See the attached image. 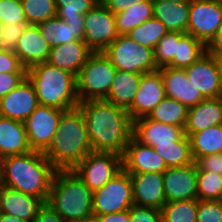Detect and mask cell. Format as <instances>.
<instances>
[{
	"label": "cell",
	"mask_w": 222,
	"mask_h": 222,
	"mask_svg": "<svg viewBox=\"0 0 222 222\" xmlns=\"http://www.w3.org/2000/svg\"><path fill=\"white\" fill-rule=\"evenodd\" d=\"M91 148L123 156L133 132V121L127 110L105 99L79 102Z\"/></svg>",
	"instance_id": "1"
},
{
	"label": "cell",
	"mask_w": 222,
	"mask_h": 222,
	"mask_svg": "<svg viewBox=\"0 0 222 222\" xmlns=\"http://www.w3.org/2000/svg\"><path fill=\"white\" fill-rule=\"evenodd\" d=\"M56 169L40 151H30L3 158L2 186L47 201Z\"/></svg>",
	"instance_id": "2"
},
{
	"label": "cell",
	"mask_w": 222,
	"mask_h": 222,
	"mask_svg": "<svg viewBox=\"0 0 222 222\" xmlns=\"http://www.w3.org/2000/svg\"><path fill=\"white\" fill-rule=\"evenodd\" d=\"M91 151L80 108L64 110L57 131L43 154L56 170H73Z\"/></svg>",
	"instance_id": "3"
},
{
	"label": "cell",
	"mask_w": 222,
	"mask_h": 222,
	"mask_svg": "<svg viewBox=\"0 0 222 222\" xmlns=\"http://www.w3.org/2000/svg\"><path fill=\"white\" fill-rule=\"evenodd\" d=\"M65 222H91L93 192L73 170H56L46 201Z\"/></svg>",
	"instance_id": "4"
},
{
	"label": "cell",
	"mask_w": 222,
	"mask_h": 222,
	"mask_svg": "<svg viewBox=\"0 0 222 222\" xmlns=\"http://www.w3.org/2000/svg\"><path fill=\"white\" fill-rule=\"evenodd\" d=\"M39 105L68 110L77 107L76 76L47 62L27 69Z\"/></svg>",
	"instance_id": "5"
},
{
	"label": "cell",
	"mask_w": 222,
	"mask_h": 222,
	"mask_svg": "<svg viewBox=\"0 0 222 222\" xmlns=\"http://www.w3.org/2000/svg\"><path fill=\"white\" fill-rule=\"evenodd\" d=\"M116 70L103 51L92 52L76 76L79 102L106 99Z\"/></svg>",
	"instance_id": "6"
},
{
	"label": "cell",
	"mask_w": 222,
	"mask_h": 222,
	"mask_svg": "<svg viewBox=\"0 0 222 222\" xmlns=\"http://www.w3.org/2000/svg\"><path fill=\"white\" fill-rule=\"evenodd\" d=\"M103 53L117 70L140 74L157 70L153 49L134 42L128 35H119Z\"/></svg>",
	"instance_id": "7"
},
{
	"label": "cell",
	"mask_w": 222,
	"mask_h": 222,
	"mask_svg": "<svg viewBox=\"0 0 222 222\" xmlns=\"http://www.w3.org/2000/svg\"><path fill=\"white\" fill-rule=\"evenodd\" d=\"M132 205L131 178L124 169L111 178L103 187L93 191V216L129 210Z\"/></svg>",
	"instance_id": "8"
},
{
	"label": "cell",
	"mask_w": 222,
	"mask_h": 222,
	"mask_svg": "<svg viewBox=\"0 0 222 222\" xmlns=\"http://www.w3.org/2000/svg\"><path fill=\"white\" fill-rule=\"evenodd\" d=\"M122 169V156L112 152L91 151L73 171L93 192L103 187Z\"/></svg>",
	"instance_id": "9"
},
{
	"label": "cell",
	"mask_w": 222,
	"mask_h": 222,
	"mask_svg": "<svg viewBox=\"0 0 222 222\" xmlns=\"http://www.w3.org/2000/svg\"><path fill=\"white\" fill-rule=\"evenodd\" d=\"M84 21L85 25L82 40L93 52L103 51L119 36L115 14L102 2L96 4L84 15Z\"/></svg>",
	"instance_id": "10"
},
{
	"label": "cell",
	"mask_w": 222,
	"mask_h": 222,
	"mask_svg": "<svg viewBox=\"0 0 222 222\" xmlns=\"http://www.w3.org/2000/svg\"><path fill=\"white\" fill-rule=\"evenodd\" d=\"M221 26V0H190L188 34L207 46Z\"/></svg>",
	"instance_id": "11"
},
{
	"label": "cell",
	"mask_w": 222,
	"mask_h": 222,
	"mask_svg": "<svg viewBox=\"0 0 222 222\" xmlns=\"http://www.w3.org/2000/svg\"><path fill=\"white\" fill-rule=\"evenodd\" d=\"M64 110L39 105L26 119L28 143L33 151L44 152L54 137Z\"/></svg>",
	"instance_id": "12"
},
{
	"label": "cell",
	"mask_w": 222,
	"mask_h": 222,
	"mask_svg": "<svg viewBox=\"0 0 222 222\" xmlns=\"http://www.w3.org/2000/svg\"><path fill=\"white\" fill-rule=\"evenodd\" d=\"M165 97L160 70L143 73L132 105L127 110L131 120L148 116Z\"/></svg>",
	"instance_id": "13"
},
{
	"label": "cell",
	"mask_w": 222,
	"mask_h": 222,
	"mask_svg": "<svg viewBox=\"0 0 222 222\" xmlns=\"http://www.w3.org/2000/svg\"><path fill=\"white\" fill-rule=\"evenodd\" d=\"M166 202L197 199V166L167 168L163 172Z\"/></svg>",
	"instance_id": "14"
},
{
	"label": "cell",
	"mask_w": 222,
	"mask_h": 222,
	"mask_svg": "<svg viewBox=\"0 0 222 222\" xmlns=\"http://www.w3.org/2000/svg\"><path fill=\"white\" fill-rule=\"evenodd\" d=\"M189 81L206 98H218L222 96L220 84V71L217 59L208 52L196 62L184 68Z\"/></svg>",
	"instance_id": "15"
},
{
	"label": "cell",
	"mask_w": 222,
	"mask_h": 222,
	"mask_svg": "<svg viewBox=\"0 0 222 222\" xmlns=\"http://www.w3.org/2000/svg\"><path fill=\"white\" fill-rule=\"evenodd\" d=\"M38 106L34 86L26 77L21 84L0 99V116L25 122Z\"/></svg>",
	"instance_id": "16"
},
{
	"label": "cell",
	"mask_w": 222,
	"mask_h": 222,
	"mask_svg": "<svg viewBox=\"0 0 222 222\" xmlns=\"http://www.w3.org/2000/svg\"><path fill=\"white\" fill-rule=\"evenodd\" d=\"M122 165L129 174L163 173L167 169L164 160L153 147L142 144L133 136L122 156Z\"/></svg>",
	"instance_id": "17"
},
{
	"label": "cell",
	"mask_w": 222,
	"mask_h": 222,
	"mask_svg": "<svg viewBox=\"0 0 222 222\" xmlns=\"http://www.w3.org/2000/svg\"><path fill=\"white\" fill-rule=\"evenodd\" d=\"M132 184L133 205L161 210L166 203L163 173L129 174Z\"/></svg>",
	"instance_id": "18"
},
{
	"label": "cell",
	"mask_w": 222,
	"mask_h": 222,
	"mask_svg": "<svg viewBox=\"0 0 222 222\" xmlns=\"http://www.w3.org/2000/svg\"><path fill=\"white\" fill-rule=\"evenodd\" d=\"M185 135L184 128L154 121L147 116L133 121L132 136L151 147L175 144Z\"/></svg>",
	"instance_id": "19"
},
{
	"label": "cell",
	"mask_w": 222,
	"mask_h": 222,
	"mask_svg": "<svg viewBox=\"0 0 222 222\" xmlns=\"http://www.w3.org/2000/svg\"><path fill=\"white\" fill-rule=\"evenodd\" d=\"M159 70L163 79L166 97L179 101L187 108L196 106L205 99L189 81L184 69L166 66L159 68Z\"/></svg>",
	"instance_id": "20"
},
{
	"label": "cell",
	"mask_w": 222,
	"mask_h": 222,
	"mask_svg": "<svg viewBox=\"0 0 222 222\" xmlns=\"http://www.w3.org/2000/svg\"><path fill=\"white\" fill-rule=\"evenodd\" d=\"M51 46L42 37L36 25H28L19 38L14 53L18 56L21 64L26 68L47 62Z\"/></svg>",
	"instance_id": "21"
},
{
	"label": "cell",
	"mask_w": 222,
	"mask_h": 222,
	"mask_svg": "<svg viewBox=\"0 0 222 222\" xmlns=\"http://www.w3.org/2000/svg\"><path fill=\"white\" fill-rule=\"evenodd\" d=\"M92 52L83 40H75L51 47L47 63L77 76Z\"/></svg>",
	"instance_id": "22"
},
{
	"label": "cell",
	"mask_w": 222,
	"mask_h": 222,
	"mask_svg": "<svg viewBox=\"0 0 222 222\" xmlns=\"http://www.w3.org/2000/svg\"><path fill=\"white\" fill-rule=\"evenodd\" d=\"M220 124H222V96L206 98L196 106L188 108L184 132L190 137L193 133Z\"/></svg>",
	"instance_id": "23"
},
{
	"label": "cell",
	"mask_w": 222,
	"mask_h": 222,
	"mask_svg": "<svg viewBox=\"0 0 222 222\" xmlns=\"http://www.w3.org/2000/svg\"><path fill=\"white\" fill-rule=\"evenodd\" d=\"M0 200V212L32 221H34L39 208L44 204L40 198L2 185Z\"/></svg>",
	"instance_id": "24"
},
{
	"label": "cell",
	"mask_w": 222,
	"mask_h": 222,
	"mask_svg": "<svg viewBox=\"0 0 222 222\" xmlns=\"http://www.w3.org/2000/svg\"><path fill=\"white\" fill-rule=\"evenodd\" d=\"M25 123L0 116V153L3 157L30 152Z\"/></svg>",
	"instance_id": "25"
},
{
	"label": "cell",
	"mask_w": 222,
	"mask_h": 222,
	"mask_svg": "<svg viewBox=\"0 0 222 222\" xmlns=\"http://www.w3.org/2000/svg\"><path fill=\"white\" fill-rule=\"evenodd\" d=\"M190 1H153V17L157 18L168 32L187 33Z\"/></svg>",
	"instance_id": "26"
},
{
	"label": "cell",
	"mask_w": 222,
	"mask_h": 222,
	"mask_svg": "<svg viewBox=\"0 0 222 222\" xmlns=\"http://www.w3.org/2000/svg\"><path fill=\"white\" fill-rule=\"evenodd\" d=\"M142 74L116 70L108 96L105 100L128 110L138 91Z\"/></svg>",
	"instance_id": "27"
},
{
	"label": "cell",
	"mask_w": 222,
	"mask_h": 222,
	"mask_svg": "<svg viewBox=\"0 0 222 222\" xmlns=\"http://www.w3.org/2000/svg\"><path fill=\"white\" fill-rule=\"evenodd\" d=\"M96 0H55L56 16L67 23L68 26L79 28V39L84 33V15L96 4Z\"/></svg>",
	"instance_id": "28"
},
{
	"label": "cell",
	"mask_w": 222,
	"mask_h": 222,
	"mask_svg": "<svg viewBox=\"0 0 222 222\" xmlns=\"http://www.w3.org/2000/svg\"><path fill=\"white\" fill-rule=\"evenodd\" d=\"M189 139L194 162L206 155L222 153V124L193 133Z\"/></svg>",
	"instance_id": "29"
},
{
	"label": "cell",
	"mask_w": 222,
	"mask_h": 222,
	"mask_svg": "<svg viewBox=\"0 0 222 222\" xmlns=\"http://www.w3.org/2000/svg\"><path fill=\"white\" fill-rule=\"evenodd\" d=\"M152 17V0L135 3L126 10L115 14L117 32L119 35H128L131 30Z\"/></svg>",
	"instance_id": "30"
},
{
	"label": "cell",
	"mask_w": 222,
	"mask_h": 222,
	"mask_svg": "<svg viewBox=\"0 0 222 222\" xmlns=\"http://www.w3.org/2000/svg\"><path fill=\"white\" fill-rule=\"evenodd\" d=\"M42 37L53 47L79 39V28L68 26L66 22L55 16L37 25Z\"/></svg>",
	"instance_id": "31"
},
{
	"label": "cell",
	"mask_w": 222,
	"mask_h": 222,
	"mask_svg": "<svg viewBox=\"0 0 222 222\" xmlns=\"http://www.w3.org/2000/svg\"><path fill=\"white\" fill-rule=\"evenodd\" d=\"M188 108L179 101L165 97L147 116L167 125L185 127Z\"/></svg>",
	"instance_id": "32"
},
{
	"label": "cell",
	"mask_w": 222,
	"mask_h": 222,
	"mask_svg": "<svg viewBox=\"0 0 222 222\" xmlns=\"http://www.w3.org/2000/svg\"><path fill=\"white\" fill-rule=\"evenodd\" d=\"M207 52L206 45L194 38L191 34L185 33L177 44L176 54L168 65L172 68L184 69Z\"/></svg>",
	"instance_id": "33"
},
{
	"label": "cell",
	"mask_w": 222,
	"mask_h": 222,
	"mask_svg": "<svg viewBox=\"0 0 222 222\" xmlns=\"http://www.w3.org/2000/svg\"><path fill=\"white\" fill-rule=\"evenodd\" d=\"M153 148L162 157L167 168H175L194 163L190 139L186 135L179 141H175V144L159 145Z\"/></svg>",
	"instance_id": "34"
},
{
	"label": "cell",
	"mask_w": 222,
	"mask_h": 222,
	"mask_svg": "<svg viewBox=\"0 0 222 222\" xmlns=\"http://www.w3.org/2000/svg\"><path fill=\"white\" fill-rule=\"evenodd\" d=\"M198 199L170 201L161 208L162 222H196Z\"/></svg>",
	"instance_id": "35"
},
{
	"label": "cell",
	"mask_w": 222,
	"mask_h": 222,
	"mask_svg": "<svg viewBox=\"0 0 222 222\" xmlns=\"http://www.w3.org/2000/svg\"><path fill=\"white\" fill-rule=\"evenodd\" d=\"M165 26L155 17L146 20L131 30L128 36L134 42L154 49L159 40L167 33Z\"/></svg>",
	"instance_id": "36"
},
{
	"label": "cell",
	"mask_w": 222,
	"mask_h": 222,
	"mask_svg": "<svg viewBox=\"0 0 222 222\" xmlns=\"http://www.w3.org/2000/svg\"><path fill=\"white\" fill-rule=\"evenodd\" d=\"M28 25H38L56 16L55 0H21Z\"/></svg>",
	"instance_id": "37"
},
{
	"label": "cell",
	"mask_w": 222,
	"mask_h": 222,
	"mask_svg": "<svg viewBox=\"0 0 222 222\" xmlns=\"http://www.w3.org/2000/svg\"><path fill=\"white\" fill-rule=\"evenodd\" d=\"M197 199L221 200L222 175L210 171L197 170Z\"/></svg>",
	"instance_id": "38"
},
{
	"label": "cell",
	"mask_w": 222,
	"mask_h": 222,
	"mask_svg": "<svg viewBox=\"0 0 222 222\" xmlns=\"http://www.w3.org/2000/svg\"><path fill=\"white\" fill-rule=\"evenodd\" d=\"M185 32H167L153 49L156 68L168 66L176 54L177 44Z\"/></svg>",
	"instance_id": "39"
},
{
	"label": "cell",
	"mask_w": 222,
	"mask_h": 222,
	"mask_svg": "<svg viewBox=\"0 0 222 222\" xmlns=\"http://www.w3.org/2000/svg\"><path fill=\"white\" fill-rule=\"evenodd\" d=\"M0 20L3 24L27 23L21 0H0Z\"/></svg>",
	"instance_id": "40"
},
{
	"label": "cell",
	"mask_w": 222,
	"mask_h": 222,
	"mask_svg": "<svg viewBox=\"0 0 222 222\" xmlns=\"http://www.w3.org/2000/svg\"><path fill=\"white\" fill-rule=\"evenodd\" d=\"M196 222H222V201L198 200Z\"/></svg>",
	"instance_id": "41"
},
{
	"label": "cell",
	"mask_w": 222,
	"mask_h": 222,
	"mask_svg": "<svg viewBox=\"0 0 222 222\" xmlns=\"http://www.w3.org/2000/svg\"><path fill=\"white\" fill-rule=\"evenodd\" d=\"M27 26V23L4 24L0 36V48L15 51L16 44Z\"/></svg>",
	"instance_id": "42"
},
{
	"label": "cell",
	"mask_w": 222,
	"mask_h": 222,
	"mask_svg": "<svg viewBox=\"0 0 222 222\" xmlns=\"http://www.w3.org/2000/svg\"><path fill=\"white\" fill-rule=\"evenodd\" d=\"M27 73L14 51L0 48V73Z\"/></svg>",
	"instance_id": "43"
},
{
	"label": "cell",
	"mask_w": 222,
	"mask_h": 222,
	"mask_svg": "<svg viewBox=\"0 0 222 222\" xmlns=\"http://www.w3.org/2000/svg\"><path fill=\"white\" fill-rule=\"evenodd\" d=\"M130 222H162L161 210L132 205L129 209Z\"/></svg>",
	"instance_id": "44"
},
{
	"label": "cell",
	"mask_w": 222,
	"mask_h": 222,
	"mask_svg": "<svg viewBox=\"0 0 222 222\" xmlns=\"http://www.w3.org/2000/svg\"><path fill=\"white\" fill-rule=\"evenodd\" d=\"M197 170L210 171L222 175V153L210 154L195 161Z\"/></svg>",
	"instance_id": "45"
},
{
	"label": "cell",
	"mask_w": 222,
	"mask_h": 222,
	"mask_svg": "<svg viewBox=\"0 0 222 222\" xmlns=\"http://www.w3.org/2000/svg\"><path fill=\"white\" fill-rule=\"evenodd\" d=\"M27 73H0V99L21 84Z\"/></svg>",
	"instance_id": "46"
},
{
	"label": "cell",
	"mask_w": 222,
	"mask_h": 222,
	"mask_svg": "<svg viewBox=\"0 0 222 222\" xmlns=\"http://www.w3.org/2000/svg\"><path fill=\"white\" fill-rule=\"evenodd\" d=\"M34 222H65L48 203L39 208Z\"/></svg>",
	"instance_id": "47"
},
{
	"label": "cell",
	"mask_w": 222,
	"mask_h": 222,
	"mask_svg": "<svg viewBox=\"0 0 222 222\" xmlns=\"http://www.w3.org/2000/svg\"><path fill=\"white\" fill-rule=\"evenodd\" d=\"M145 0H104L102 3L113 13L117 14L131 7L135 3H140Z\"/></svg>",
	"instance_id": "48"
},
{
	"label": "cell",
	"mask_w": 222,
	"mask_h": 222,
	"mask_svg": "<svg viewBox=\"0 0 222 222\" xmlns=\"http://www.w3.org/2000/svg\"><path fill=\"white\" fill-rule=\"evenodd\" d=\"M129 210L100 216H93L91 222H130Z\"/></svg>",
	"instance_id": "49"
},
{
	"label": "cell",
	"mask_w": 222,
	"mask_h": 222,
	"mask_svg": "<svg viewBox=\"0 0 222 222\" xmlns=\"http://www.w3.org/2000/svg\"><path fill=\"white\" fill-rule=\"evenodd\" d=\"M207 52L215 59H222V26L206 46Z\"/></svg>",
	"instance_id": "50"
},
{
	"label": "cell",
	"mask_w": 222,
	"mask_h": 222,
	"mask_svg": "<svg viewBox=\"0 0 222 222\" xmlns=\"http://www.w3.org/2000/svg\"><path fill=\"white\" fill-rule=\"evenodd\" d=\"M0 222H34V221L16 218L6 213L0 212Z\"/></svg>",
	"instance_id": "51"
},
{
	"label": "cell",
	"mask_w": 222,
	"mask_h": 222,
	"mask_svg": "<svg viewBox=\"0 0 222 222\" xmlns=\"http://www.w3.org/2000/svg\"><path fill=\"white\" fill-rule=\"evenodd\" d=\"M219 71H220V84L222 89V59H217Z\"/></svg>",
	"instance_id": "52"
},
{
	"label": "cell",
	"mask_w": 222,
	"mask_h": 222,
	"mask_svg": "<svg viewBox=\"0 0 222 222\" xmlns=\"http://www.w3.org/2000/svg\"><path fill=\"white\" fill-rule=\"evenodd\" d=\"M152 1H165V2L176 3V2H183V1H190V0H152Z\"/></svg>",
	"instance_id": "53"
},
{
	"label": "cell",
	"mask_w": 222,
	"mask_h": 222,
	"mask_svg": "<svg viewBox=\"0 0 222 222\" xmlns=\"http://www.w3.org/2000/svg\"><path fill=\"white\" fill-rule=\"evenodd\" d=\"M3 158L4 157L0 153V176H1V173H2V169H3Z\"/></svg>",
	"instance_id": "54"
},
{
	"label": "cell",
	"mask_w": 222,
	"mask_h": 222,
	"mask_svg": "<svg viewBox=\"0 0 222 222\" xmlns=\"http://www.w3.org/2000/svg\"><path fill=\"white\" fill-rule=\"evenodd\" d=\"M3 23L1 22V20H0V36H1V34H2V31H3Z\"/></svg>",
	"instance_id": "55"
}]
</instances>
